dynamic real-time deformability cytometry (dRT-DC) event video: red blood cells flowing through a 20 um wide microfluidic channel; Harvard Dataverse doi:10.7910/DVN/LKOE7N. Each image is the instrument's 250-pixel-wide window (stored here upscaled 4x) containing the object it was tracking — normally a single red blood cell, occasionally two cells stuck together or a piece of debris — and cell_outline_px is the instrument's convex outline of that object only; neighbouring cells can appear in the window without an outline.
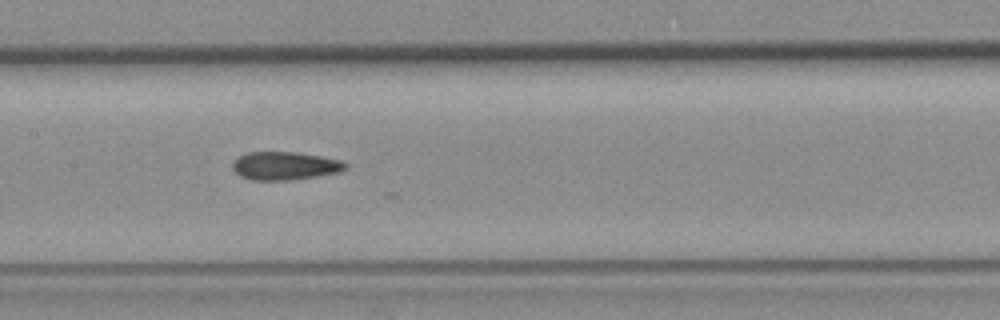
{"species": "common noctule bat (a hibernating species)", "species_latin": "Nyctalus noctula", "temperature_condition": "room temperature", "stored_images_in_passage": 28, "camera_frame_rate_fps": 3000, "um_per_image_px": 0.085, "animal": {"sex": "female", "body_mass_g": 19.3, "forearm_length_mm": 54.1}, "frame": {"image": 1, "passage_image": 20, "time_ms": 6.333, "image_size_px": [1000, 320], "cell_outline_px": [[348, 168], [340, 172], [292, 180], [252, 180], [240, 176], [232, 168], [232, 164], [240, 156], [248, 152], [296, 152], [320, 156], [340, 160], [348, 164]], "centroid_in_image_um": [24.24, 14.1], "position_along_channel_um": 183.2, "area_um2": 18.5}}
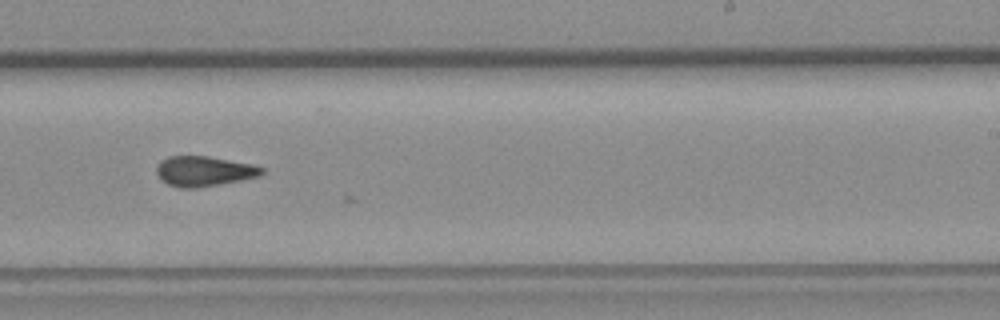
{"frame": {"image": 2, "passage_image": 27, "time_ms": 8.667, "image_size_px": [1000, 320], "cell_outline_px": [[264, 172], [260, 176], [220, 184], [196, 188], [180, 188], [168, 184], [156, 172], [156, 168], [160, 160], [168, 156], [208, 156], [252, 164], [264, 168]], "centroid_in_image_um": [17.35, 14.54], "position_along_channel_um": 271.7, "area_um2": 18.38}}